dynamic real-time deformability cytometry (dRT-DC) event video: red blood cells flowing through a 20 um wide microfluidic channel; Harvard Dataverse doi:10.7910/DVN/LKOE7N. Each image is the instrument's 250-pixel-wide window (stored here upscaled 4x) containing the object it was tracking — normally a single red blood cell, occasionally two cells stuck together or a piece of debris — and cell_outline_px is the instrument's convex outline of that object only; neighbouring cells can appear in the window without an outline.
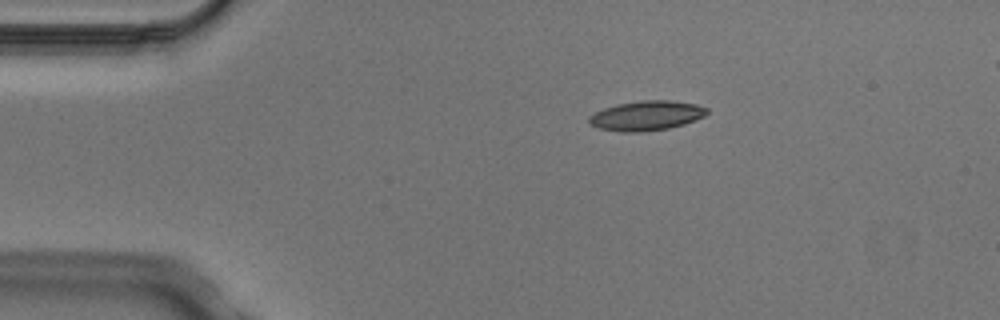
{"species": "Egyptian fruit bat (a non-hibernating species)", "species_latin": "Rousettus aegyptiacus", "temperature_condition": "cold", "stored_images_in_passage": 6, "camera_frame_rate_fps": 3000, "um_per_image_px": 0.085, "animal": {"sex": "male"}, "frame": {"image": 1, "passage_image": 6, "time_ms": 1.667, "image_size_px": [1000, 320], "cell_outline_px": [[708, 112], [704, 116], [684, 124], [668, 128], [640, 132], [624, 132], [600, 128], [592, 124], [588, 120], [588, 116], [604, 108], [620, 104], [640, 100], [672, 100], [696, 104], [708, 108]], "centroid_in_image_um": [54.98, 9.82], "position_along_channel_um": 30.0, "area_um2": 20.17}}